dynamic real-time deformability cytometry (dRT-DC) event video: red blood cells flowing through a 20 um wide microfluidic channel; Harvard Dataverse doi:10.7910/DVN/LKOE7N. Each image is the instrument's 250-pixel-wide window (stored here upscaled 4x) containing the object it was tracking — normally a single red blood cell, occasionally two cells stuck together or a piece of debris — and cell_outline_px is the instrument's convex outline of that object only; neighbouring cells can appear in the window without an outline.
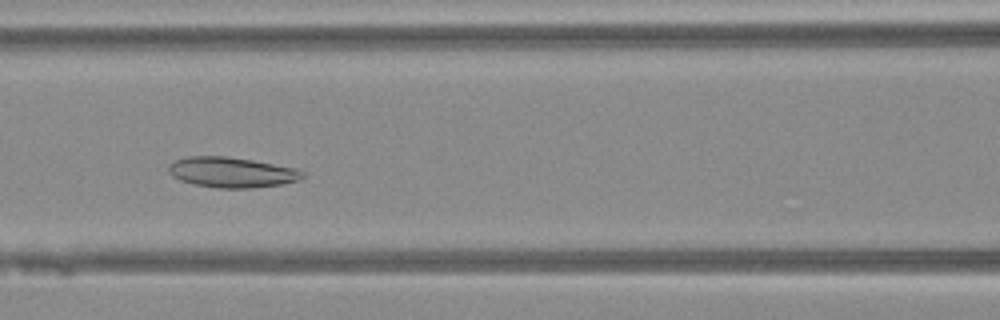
{"species": "Egyptian fruit bat (a non-hibernating species)", "species_latin": "Rousettus aegyptiacus", "temperature_condition": "warm", "stored_images_in_passage": 45, "camera_frame_rate_fps": 3000, "um_per_image_px": 0.085, "animal": {"sex": "female"}, "frame": {"image": 1, "passage_image": 18, "time_ms": 5.667, "image_size_px": [1000, 320], "cell_outline_px": [[304, 176], [300, 180], [280, 184], [252, 188], [216, 188], [196, 184], [180, 180], [172, 176], [168, 172], [168, 164], [172, 160], [188, 156], [224, 156], [252, 160], [296, 168], [304, 172]], "centroid_in_image_um": [19.66, 14.64], "position_along_channel_um": 146.9, "area_um2": 23.76}}
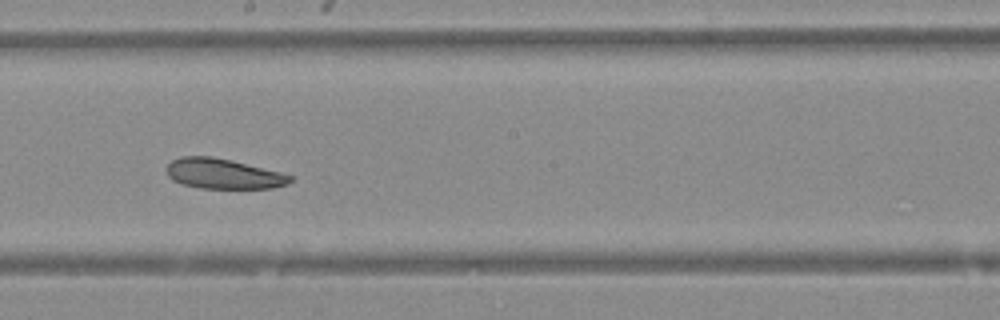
{"frame": {"image": 2, "passage_image": 24, "time_ms": 7.667, "image_size_px": [1000, 320], "cell_outline_px": [[292, 180], [288, 184], [272, 188], [200, 188], [180, 184], [172, 180], [168, 176], [164, 168], [172, 160], [180, 156], [212, 156], [232, 160], [280, 172], [292, 176]], "centroid_in_image_um": [18.92, 14.76], "position_along_channel_um": 229.3, "area_um2": 21.91}}
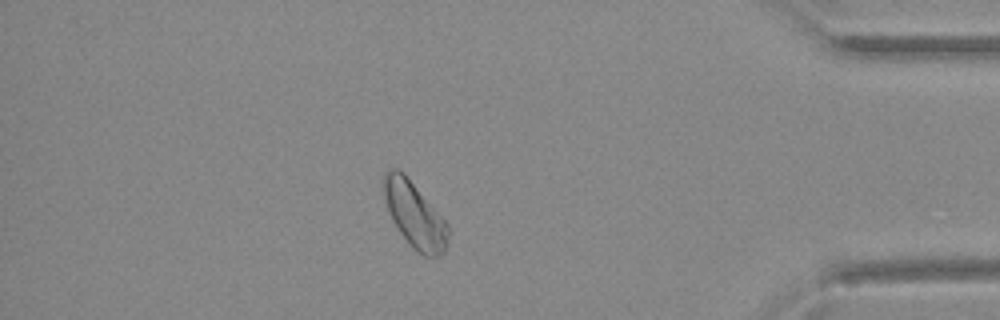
{"frame": {"image": 3, "passage_image": 39, "time_ms": 12.667, "image_size_px": [1000, 320], "cell_outline_px": [[448, 244], [444, 252], [440, 256], [432, 260], [424, 256], [412, 248], [400, 232], [392, 220], [380, 184], [384, 172], [392, 168], [396, 168], [412, 184], [448, 224]], "centroid_in_image_um": [35.23, 18.33], "position_along_channel_um": 400.0, "area_um2": 24.33}}